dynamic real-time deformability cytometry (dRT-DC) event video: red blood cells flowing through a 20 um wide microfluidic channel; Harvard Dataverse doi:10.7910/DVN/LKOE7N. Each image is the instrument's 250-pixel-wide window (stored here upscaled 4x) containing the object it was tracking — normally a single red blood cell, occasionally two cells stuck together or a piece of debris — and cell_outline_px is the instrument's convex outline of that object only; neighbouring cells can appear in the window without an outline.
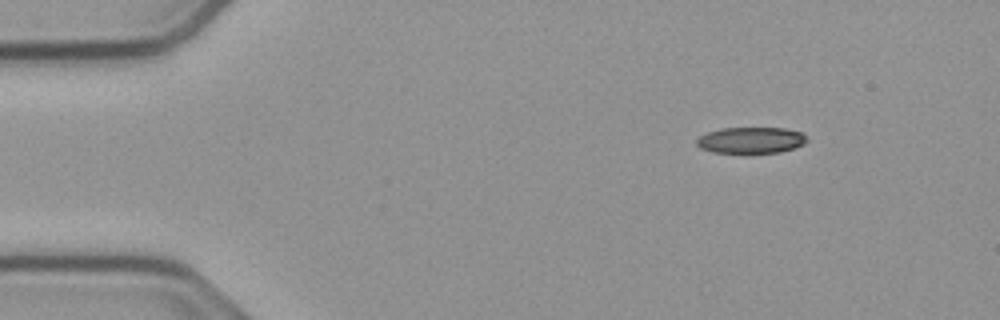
{"species": "common noctule bat (a hibernating species)", "species_latin": "Nyctalus noctula", "temperature_condition": "cold", "stored_images_in_passage": 23, "camera_frame_rate_fps": 3000, "um_per_image_px": 0.085, "animal": {"sex": "male", "body_mass_g": 23.1, "forearm_length_mm": 52.7}, "frame": {"image": 1, "passage_image": 1, "time_ms": 0.0, "image_size_px": [1000, 320], "cell_outline_px": [[808, 140], [804, 144], [780, 152], [712, 152], [700, 148], [696, 144], [696, 140], [700, 136], [708, 132], [720, 128], [784, 128], [800, 132], [808, 136]], "centroid_in_image_um": [63.83, 11.9], "position_along_channel_um": 21.2, "area_um2": 16.7}}
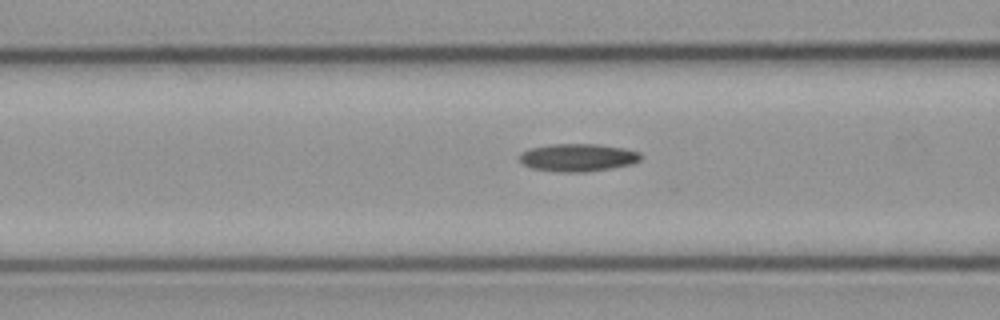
{"frame": {"image": 2, "passage_image": 15, "time_ms": 4.667, "image_size_px": [1000, 320], "cell_outline_px": [[640, 160], [632, 164], [612, 168], [584, 172], [556, 172], [532, 168], [524, 164], [520, 160], [520, 152], [532, 148], [552, 144], [596, 144], [624, 148], [640, 152]], "centroid_in_image_um": [49.12, 13.39], "position_along_channel_um": 117.5, "area_um2": 19.54}}
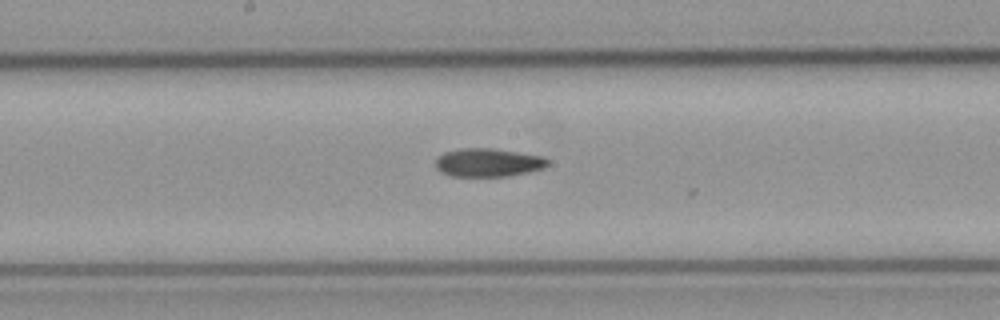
{"frame": {"image": 3, "passage_image": 22, "time_ms": 7.0, "image_size_px": [1000, 320], "cell_outline_px": [[548, 164], [544, 168], [528, 172], [508, 176], [452, 176], [436, 168], [436, 160], [444, 152], [460, 148], [492, 148], [544, 156], [548, 160]], "centroid_in_image_um": [41.52, 13.81], "position_along_channel_um": 206.7, "area_um2": 18.44}}